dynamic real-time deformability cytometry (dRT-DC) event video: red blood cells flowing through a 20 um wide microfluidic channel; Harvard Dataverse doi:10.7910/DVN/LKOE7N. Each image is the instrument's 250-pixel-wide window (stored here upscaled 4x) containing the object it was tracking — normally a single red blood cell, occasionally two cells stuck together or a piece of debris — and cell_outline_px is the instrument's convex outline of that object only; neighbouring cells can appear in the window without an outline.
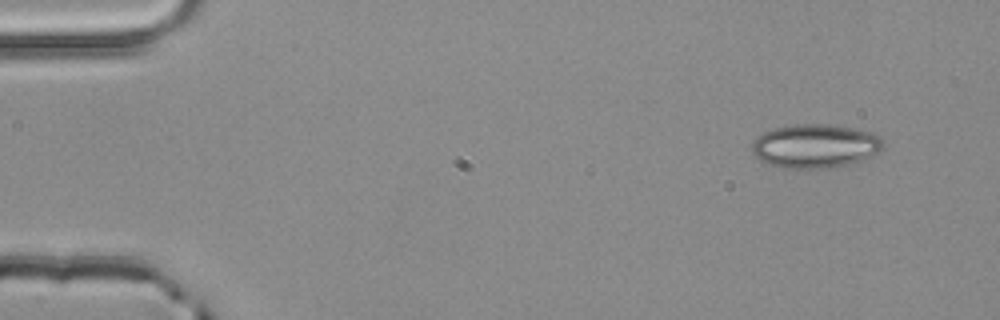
{"species": "common noctule bat (a hibernating species)", "species_latin": "Nyctalus noctula", "temperature_condition": "room temperature", "stored_images_in_passage": 4, "camera_frame_rate_fps": 3000, "um_per_image_px": 0.085, "animal": {"sex": "male", "body_mass_g": 20.4}, "frame": {"image": 1, "passage_image": 1, "time_ms": 0.0, "image_size_px": [1000, 320], "cell_outline_px": [[884, 148], [880, 152], [864, 160], [848, 164], [828, 168], [784, 168], [764, 164], [752, 152], [752, 140], [764, 132], [776, 128], [792, 124], [828, 124], [852, 128], [872, 132], [880, 136], [884, 140]], "centroid_in_image_um": [69.31, 12.42], "position_along_channel_um": 15.7, "area_um2": 33.93}}